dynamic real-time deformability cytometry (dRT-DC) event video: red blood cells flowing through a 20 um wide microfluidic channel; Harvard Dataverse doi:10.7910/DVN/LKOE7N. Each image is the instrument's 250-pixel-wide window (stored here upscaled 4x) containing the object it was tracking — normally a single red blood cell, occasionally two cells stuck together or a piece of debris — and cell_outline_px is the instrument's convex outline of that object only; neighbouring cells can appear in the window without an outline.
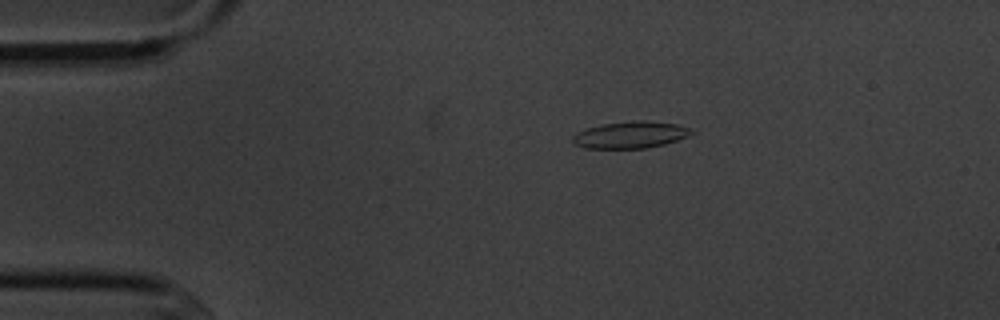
{"species": "common noctule bat (a hibernating species)", "species_latin": "Nyctalus noctula", "temperature_condition": "cold", "stored_images_in_passage": 8, "camera_frame_rate_fps": 3000, "um_per_image_px": 0.085, "animal": {"sex": "male", "body_mass_g": 20.1, "forearm_length_mm": 53.5}, "frame": {"image": 1, "passage_image": 1, "time_ms": 0.0, "image_size_px": [1000, 320], "cell_outline_px": [[696, 132], [688, 136], [664, 144], [644, 148], [584, 148], [572, 144], [572, 136], [576, 132], [600, 124], [632, 120], [644, 120], [676, 124], [692, 128]], "centroid_in_image_um": [53.57, 11.45], "position_along_channel_um": 31.4, "area_um2": 18.73}}
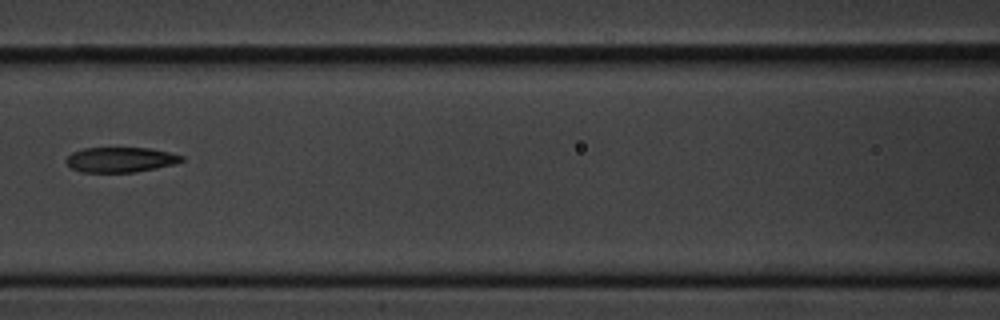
{"frame": {"image": 2, "passage_image": 5, "time_ms": 4.667, "image_size_px": [1000, 320], "cell_outline_px": [[184, 160], [172, 164], [156, 168], [136, 172], [80, 172], [72, 168], [64, 160], [72, 152], [84, 148], [152, 148], [184, 156]], "centroid_in_image_um": [10.23, 13.57], "position_along_channel_um": 156.4, "area_um2": 16.82}}
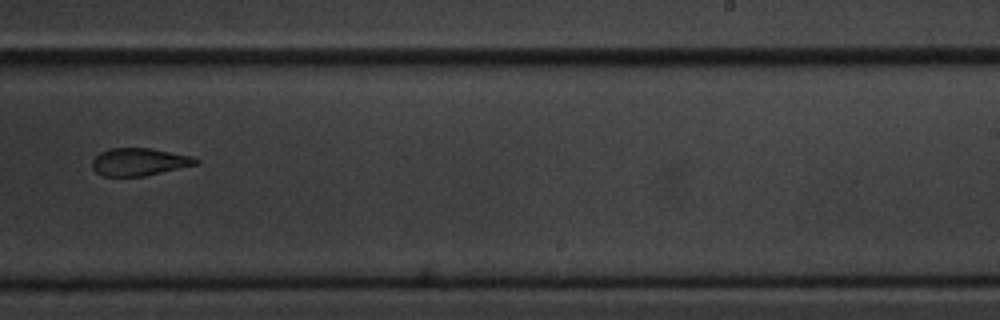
{"frame": {"image": 3, "passage_image": 8, "time_ms": 8.0, "image_size_px": [1000, 320], "cell_outline_px": [[200, 164], [144, 176], [104, 176], [96, 172], [92, 168], [92, 160], [100, 152], [108, 148], [152, 148], [192, 156], [200, 160]], "centroid_in_image_um": [11.86, 13.75], "position_along_channel_um": 277.1, "area_um2": 16.82}}